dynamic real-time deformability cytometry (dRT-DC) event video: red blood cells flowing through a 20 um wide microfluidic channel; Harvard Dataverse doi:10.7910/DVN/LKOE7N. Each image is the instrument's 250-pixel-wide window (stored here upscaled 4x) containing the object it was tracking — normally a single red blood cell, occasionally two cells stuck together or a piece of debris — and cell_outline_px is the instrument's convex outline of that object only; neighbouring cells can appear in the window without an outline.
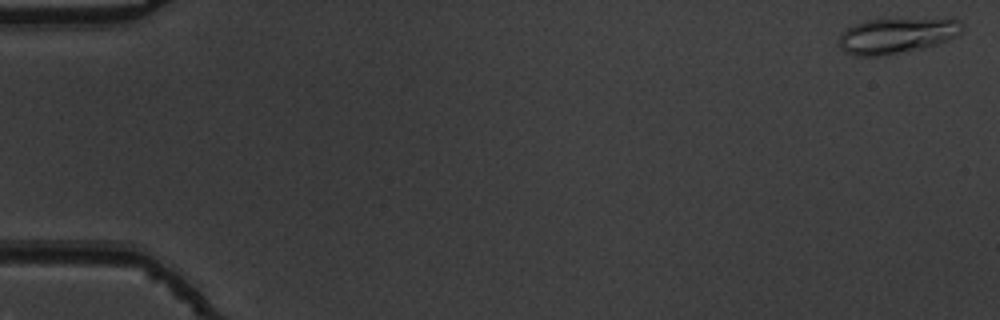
{"species": "common noctule bat (a hibernating species)", "species_latin": "Nyctalus noctula", "temperature_condition": "warm", "stored_images_in_passage": 54, "camera_frame_rate_fps": 3000, "um_per_image_px": 0.085, "animal": {"sex": "male", "body_mass_g": 19.5, "forearm_length_mm": 54.6}, "frame": {"image": 1, "passage_image": 1, "time_ms": 0.0, "image_size_px": [1000, 320], "cell_outline_px": [[964, 28], [956, 36], [948, 40], [924, 48], [880, 56], [856, 56], [844, 52], [840, 48], [840, 36], [848, 28], [864, 20], [960, 20]], "centroid_in_image_um": [76.19, 3.06], "position_along_channel_um": 8.8, "area_um2": 24.85}}
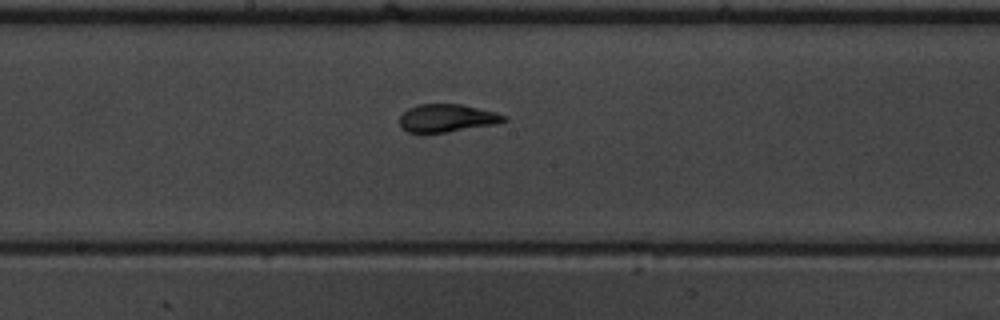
{"frame": {"image": 2, "passage_image": 29, "time_ms": 9.333, "image_size_px": [1000, 320], "cell_outline_px": [[508, 120], [496, 124], [448, 132], [408, 132], [400, 128], [400, 116], [408, 108], [416, 104], [460, 104], [496, 112], [508, 116]], "centroid_in_image_um": [38.01, 10.03], "position_along_channel_um": 210.2, "area_um2": 16.99}}
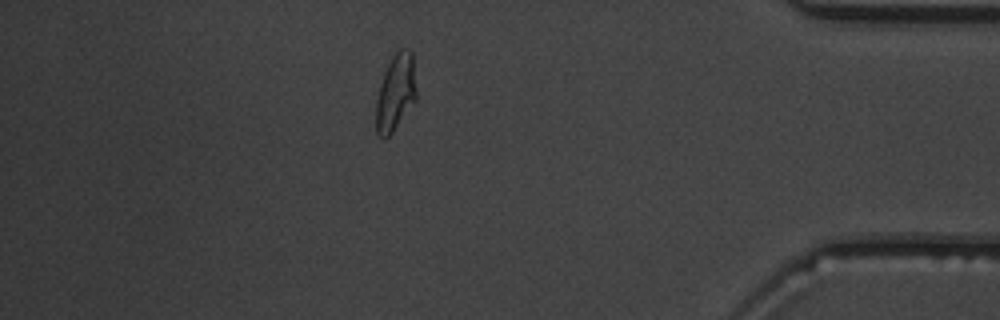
{"frame": {"image": 3, "passage_image": 47, "time_ms": 15.333, "image_size_px": [1000, 320], "cell_outline_px": [[416, 100], [392, 132], [384, 140], [376, 132], [376, 100], [380, 84], [384, 72], [392, 56], [400, 48], [408, 48], [412, 52], [416, 92]], "centroid_in_image_um": [33.62, 7.86], "position_along_channel_um": 401.6, "area_um2": 17.92}, "authors_computed_cell_mechanics": {"area_um2": 17.8313, "velocity_mm_per_s": 3.8001, "shape_relaxation_time_tau1_ms": 7.7133, "shape_relaxation_time_tau2_ms": 1.1191, "deformation_change_tau1": 0.2476, "deformation_change_tau2": 0.0608}}